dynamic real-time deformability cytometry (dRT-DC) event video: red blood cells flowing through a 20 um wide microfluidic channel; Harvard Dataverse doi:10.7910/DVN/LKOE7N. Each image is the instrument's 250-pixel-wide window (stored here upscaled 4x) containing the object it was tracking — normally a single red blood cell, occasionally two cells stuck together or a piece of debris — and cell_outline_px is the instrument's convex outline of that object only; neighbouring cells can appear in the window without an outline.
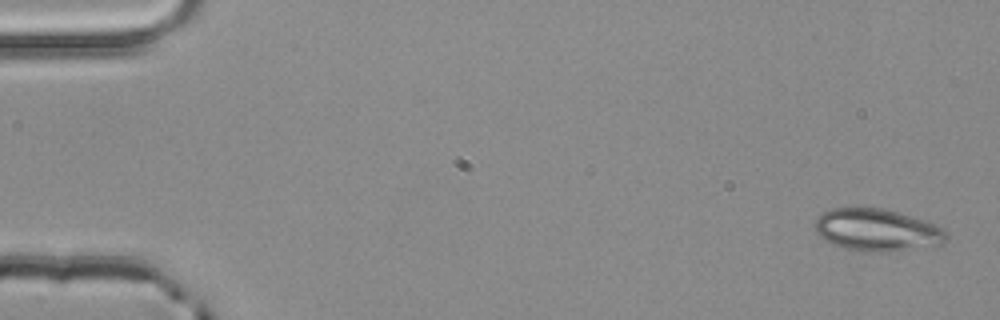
{"species": "common noctule bat (a hibernating species)", "species_latin": "Nyctalus noctula", "temperature_condition": "room temperature", "stored_images_in_passage": 4, "camera_frame_rate_fps": 3000, "um_per_image_px": 0.085, "animal": {"sex": "male", "body_mass_g": 20.4}, "frame": {"image": 1, "passage_image": 1, "time_ms": 0.0, "image_size_px": [1000, 320], "cell_outline_px": [[948, 236], [944, 244], [884, 252], [864, 252], [844, 248], [832, 244], [824, 240], [816, 232], [816, 216], [832, 208], [884, 208], [924, 220], [944, 228], [948, 232]], "centroid_in_image_um": [74.55, 19.55], "position_along_channel_um": 10.4, "area_um2": 32.43}}